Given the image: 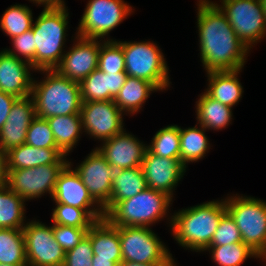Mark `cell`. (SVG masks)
Listing matches in <instances>:
<instances>
[{"label":"cell","mask_w":266,"mask_h":266,"mask_svg":"<svg viewBox=\"0 0 266 266\" xmlns=\"http://www.w3.org/2000/svg\"><path fill=\"white\" fill-rule=\"evenodd\" d=\"M198 6L200 55L207 72L241 70L249 49L217 4L200 0Z\"/></svg>","instance_id":"6da1fadb"},{"label":"cell","mask_w":266,"mask_h":266,"mask_svg":"<svg viewBox=\"0 0 266 266\" xmlns=\"http://www.w3.org/2000/svg\"><path fill=\"white\" fill-rule=\"evenodd\" d=\"M225 213V201L206 202L177 212L170 222L175 240L197 252L206 250Z\"/></svg>","instance_id":"7a4b0ae2"},{"label":"cell","mask_w":266,"mask_h":266,"mask_svg":"<svg viewBox=\"0 0 266 266\" xmlns=\"http://www.w3.org/2000/svg\"><path fill=\"white\" fill-rule=\"evenodd\" d=\"M41 71L48 72L46 80L33 81L31 92L36 116L47 119L58 115H80L83 103L80 83L60 75L55 69Z\"/></svg>","instance_id":"3957f363"},{"label":"cell","mask_w":266,"mask_h":266,"mask_svg":"<svg viewBox=\"0 0 266 266\" xmlns=\"http://www.w3.org/2000/svg\"><path fill=\"white\" fill-rule=\"evenodd\" d=\"M68 13L65 5L45 7L32 25L34 49H36V70H53L64 54L62 46L65 40Z\"/></svg>","instance_id":"277c9868"},{"label":"cell","mask_w":266,"mask_h":266,"mask_svg":"<svg viewBox=\"0 0 266 266\" xmlns=\"http://www.w3.org/2000/svg\"><path fill=\"white\" fill-rule=\"evenodd\" d=\"M171 201L167 194L147 187L132 198L119 201L105 218L118 227H148L166 215Z\"/></svg>","instance_id":"5b68a950"},{"label":"cell","mask_w":266,"mask_h":266,"mask_svg":"<svg viewBox=\"0 0 266 266\" xmlns=\"http://www.w3.org/2000/svg\"><path fill=\"white\" fill-rule=\"evenodd\" d=\"M226 212L236 222L242 242L261 258L266 253V202L249 197L225 200Z\"/></svg>","instance_id":"8992f818"},{"label":"cell","mask_w":266,"mask_h":266,"mask_svg":"<svg viewBox=\"0 0 266 266\" xmlns=\"http://www.w3.org/2000/svg\"><path fill=\"white\" fill-rule=\"evenodd\" d=\"M122 44L125 73L152 83L158 90L169 85L168 69L158 46L150 42H120Z\"/></svg>","instance_id":"52a82bcc"},{"label":"cell","mask_w":266,"mask_h":266,"mask_svg":"<svg viewBox=\"0 0 266 266\" xmlns=\"http://www.w3.org/2000/svg\"><path fill=\"white\" fill-rule=\"evenodd\" d=\"M123 261L174 264V260L149 227H118Z\"/></svg>","instance_id":"ba28073f"},{"label":"cell","mask_w":266,"mask_h":266,"mask_svg":"<svg viewBox=\"0 0 266 266\" xmlns=\"http://www.w3.org/2000/svg\"><path fill=\"white\" fill-rule=\"evenodd\" d=\"M222 5L217 6L248 49L264 37L266 20L260 0H222Z\"/></svg>","instance_id":"9c48e42d"},{"label":"cell","mask_w":266,"mask_h":266,"mask_svg":"<svg viewBox=\"0 0 266 266\" xmlns=\"http://www.w3.org/2000/svg\"><path fill=\"white\" fill-rule=\"evenodd\" d=\"M132 12L122 0H90L79 24L77 36L104 38Z\"/></svg>","instance_id":"30bf717a"},{"label":"cell","mask_w":266,"mask_h":266,"mask_svg":"<svg viewBox=\"0 0 266 266\" xmlns=\"http://www.w3.org/2000/svg\"><path fill=\"white\" fill-rule=\"evenodd\" d=\"M67 164H47L33 168L8 170L6 185L24 200L53 196L59 173Z\"/></svg>","instance_id":"8fae6325"},{"label":"cell","mask_w":266,"mask_h":266,"mask_svg":"<svg viewBox=\"0 0 266 266\" xmlns=\"http://www.w3.org/2000/svg\"><path fill=\"white\" fill-rule=\"evenodd\" d=\"M22 230L28 266H63L66 252L55 240L52 226L33 221Z\"/></svg>","instance_id":"7c38bea8"},{"label":"cell","mask_w":266,"mask_h":266,"mask_svg":"<svg viewBox=\"0 0 266 266\" xmlns=\"http://www.w3.org/2000/svg\"><path fill=\"white\" fill-rule=\"evenodd\" d=\"M79 114L91 137L105 141L123 131L122 111L114 100L83 102Z\"/></svg>","instance_id":"4fadbf2b"},{"label":"cell","mask_w":266,"mask_h":266,"mask_svg":"<svg viewBox=\"0 0 266 266\" xmlns=\"http://www.w3.org/2000/svg\"><path fill=\"white\" fill-rule=\"evenodd\" d=\"M92 198L103 209L109 204L116 170L96 148L75 169Z\"/></svg>","instance_id":"5bb4252c"},{"label":"cell","mask_w":266,"mask_h":266,"mask_svg":"<svg viewBox=\"0 0 266 266\" xmlns=\"http://www.w3.org/2000/svg\"><path fill=\"white\" fill-rule=\"evenodd\" d=\"M70 168L69 162L59 173L52 196L53 200L56 203L84 209L95 221L105 218L102 207L90 209L97 202L92 198L79 175Z\"/></svg>","instance_id":"9a60e30c"},{"label":"cell","mask_w":266,"mask_h":266,"mask_svg":"<svg viewBox=\"0 0 266 266\" xmlns=\"http://www.w3.org/2000/svg\"><path fill=\"white\" fill-rule=\"evenodd\" d=\"M78 37L76 38L79 42L63 55L55 70L60 75L80 83L92 71L98 69L101 43L96 39Z\"/></svg>","instance_id":"2e32d148"},{"label":"cell","mask_w":266,"mask_h":266,"mask_svg":"<svg viewBox=\"0 0 266 266\" xmlns=\"http://www.w3.org/2000/svg\"><path fill=\"white\" fill-rule=\"evenodd\" d=\"M141 168L148 188L172 198V189L183 177L186 166L180 159L160 157L146 149Z\"/></svg>","instance_id":"e0dca14e"},{"label":"cell","mask_w":266,"mask_h":266,"mask_svg":"<svg viewBox=\"0 0 266 266\" xmlns=\"http://www.w3.org/2000/svg\"><path fill=\"white\" fill-rule=\"evenodd\" d=\"M29 68L33 66L22 60L13 50L0 52V91L17 98L31 96L33 79Z\"/></svg>","instance_id":"ac0fdd59"},{"label":"cell","mask_w":266,"mask_h":266,"mask_svg":"<svg viewBox=\"0 0 266 266\" xmlns=\"http://www.w3.org/2000/svg\"><path fill=\"white\" fill-rule=\"evenodd\" d=\"M36 117L33 98H17L0 130V148L5 152L25 144L27 130Z\"/></svg>","instance_id":"d6986e66"},{"label":"cell","mask_w":266,"mask_h":266,"mask_svg":"<svg viewBox=\"0 0 266 266\" xmlns=\"http://www.w3.org/2000/svg\"><path fill=\"white\" fill-rule=\"evenodd\" d=\"M103 144L97 149L115 170L141 167L147 146L137 138L122 131Z\"/></svg>","instance_id":"ffe728a7"},{"label":"cell","mask_w":266,"mask_h":266,"mask_svg":"<svg viewBox=\"0 0 266 266\" xmlns=\"http://www.w3.org/2000/svg\"><path fill=\"white\" fill-rule=\"evenodd\" d=\"M126 78L125 72L104 73L99 69L92 71L80 82L82 102L114 100Z\"/></svg>","instance_id":"44dd1931"},{"label":"cell","mask_w":266,"mask_h":266,"mask_svg":"<svg viewBox=\"0 0 266 266\" xmlns=\"http://www.w3.org/2000/svg\"><path fill=\"white\" fill-rule=\"evenodd\" d=\"M86 236L92 243L93 258L109 259L117 265L123 261L118 226L103 218L90 227Z\"/></svg>","instance_id":"7402d4cb"},{"label":"cell","mask_w":266,"mask_h":266,"mask_svg":"<svg viewBox=\"0 0 266 266\" xmlns=\"http://www.w3.org/2000/svg\"><path fill=\"white\" fill-rule=\"evenodd\" d=\"M7 169H25L47 164H68L60 149L32 147L22 144L6 152Z\"/></svg>","instance_id":"603a6c76"},{"label":"cell","mask_w":266,"mask_h":266,"mask_svg":"<svg viewBox=\"0 0 266 266\" xmlns=\"http://www.w3.org/2000/svg\"><path fill=\"white\" fill-rule=\"evenodd\" d=\"M146 188L147 183L141 167L116 170L109 204L104 208L105 215L119 201L132 198Z\"/></svg>","instance_id":"cb8c5ba5"},{"label":"cell","mask_w":266,"mask_h":266,"mask_svg":"<svg viewBox=\"0 0 266 266\" xmlns=\"http://www.w3.org/2000/svg\"><path fill=\"white\" fill-rule=\"evenodd\" d=\"M240 70L209 71V87L206 93L213 99L229 107L234 106L242 96V86L237 78Z\"/></svg>","instance_id":"d4e9b609"},{"label":"cell","mask_w":266,"mask_h":266,"mask_svg":"<svg viewBox=\"0 0 266 266\" xmlns=\"http://www.w3.org/2000/svg\"><path fill=\"white\" fill-rule=\"evenodd\" d=\"M154 90L158 89L147 80L127 76L114 102L122 112L127 111L134 114L141 109L151 91Z\"/></svg>","instance_id":"484cf974"},{"label":"cell","mask_w":266,"mask_h":266,"mask_svg":"<svg viewBox=\"0 0 266 266\" xmlns=\"http://www.w3.org/2000/svg\"><path fill=\"white\" fill-rule=\"evenodd\" d=\"M57 147L66 155L80 138L82 127L80 115H58L47 118Z\"/></svg>","instance_id":"4316f807"},{"label":"cell","mask_w":266,"mask_h":266,"mask_svg":"<svg viewBox=\"0 0 266 266\" xmlns=\"http://www.w3.org/2000/svg\"><path fill=\"white\" fill-rule=\"evenodd\" d=\"M196 103L197 119L205 129L217 130L228 126L232 119V107L211 98L206 92Z\"/></svg>","instance_id":"83f0119b"},{"label":"cell","mask_w":266,"mask_h":266,"mask_svg":"<svg viewBox=\"0 0 266 266\" xmlns=\"http://www.w3.org/2000/svg\"><path fill=\"white\" fill-rule=\"evenodd\" d=\"M24 199L0 184V229H22L24 225Z\"/></svg>","instance_id":"f1b7e54d"},{"label":"cell","mask_w":266,"mask_h":266,"mask_svg":"<svg viewBox=\"0 0 266 266\" xmlns=\"http://www.w3.org/2000/svg\"><path fill=\"white\" fill-rule=\"evenodd\" d=\"M0 263L28 265L22 229H0Z\"/></svg>","instance_id":"f546056e"},{"label":"cell","mask_w":266,"mask_h":266,"mask_svg":"<svg viewBox=\"0 0 266 266\" xmlns=\"http://www.w3.org/2000/svg\"><path fill=\"white\" fill-rule=\"evenodd\" d=\"M181 129L180 128V160L186 166L188 162H193L204 157L208 149V139L205 136V128Z\"/></svg>","instance_id":"4dcf8cb0"},{"label":"cell","mask_w":266,"mask_h":266,"mask_svg":"<svg viewBox=\"0 0 266 266\" xmlns=\"http://www.w3.org/2000/svg\"><path fill=\"white\" fill-rule=\"evenodd\" d=\"M147 149L160 157L180 159V127L171 125L160 129Z\"/></svg>","instance_id":"1f68e13d"},{"label":"cell","mask_w":266,"mask_h":266,"mask_svg":"<svg viewBox=\"0 0 266 266\" xmlns=\"http://www.w3.org/2000/svg\"><path fill=\"white\" fill-rule=\"evenodd\" d=\"M214 262L219 266H240L248 257H259L248 245L237 242L222 246H209Z\"/></svg>","instance_id":"d6a6232c"},{"label":"cell","mask_w":266,"mask_h":266,"mask_svg":"<svg viewBox=\"0 0 266 266\" xmlns=\"http://www.w3.org/2000/svg\"><path fill=\"white\" fill-rule=\"evenodd\" d=\"M32 18V12L27 6L14 5L4 12L0 25L2 30L12 39L32 28Z\"/></svg>","instance_id":"836d02e7"},{"label":"cell","mask_w":266,"mask_h":266,"mask_svg":"<svg viewBox=\"0 0 266 266\" xmlns=\"http://www.w3.org/2000/svg\"><path fill=\"white\" fill-rule=\"evenodd\" d=\"M56 205L52 215L54 224L90 228L96 222L84 209L64 203H56Z\"/></svg>","instance_id":"e575fe53"},{"label":"cell","mask_w":266,"mask_h":266,"mask_svg":"<svg viewBox=\"0 0 266 266\" xmlns=\"http://www.w3.org/2000/svg\"><path fill=\"white\" fill-rule=\"evenodd\" d=\"M99 51L98 69L104 73L125 72V59L122 44L117 41H105Z\"/></svg>","instance_id":"d590c367"},{"label":"cell","mask_w":266,"mask_h":266,"mask_svg":"<svg viewBox=\"0 0 266 266\" xmlns=\"http://www.w3.org/2000/svg\"><path fill=\"white\" fill-rule=\"evenodd\" d=\"M25 144L48 149H59L47 119L35 117L27 130Z\"/></svg>","instance_id":"8d00e7d4"},{"label":"cell","mask_w":266,"mask_h":266,"mask_svg":"<svg viewBox=\"0 0 266 266\" xmlns=\"http://www.w3.org/2000/svg\"><path fill=\"white\" fill-rule=\"evenodd\" d=\"M237 242H242L241 233L236 222L226 212L219 221L210 246L229 245Z\"/></svg>","instance_id":"74e56055"},{"label":"cell","mask_w":266,"mask_h":266,"mask_svg":"<svg viewBox=\"0 0 266 266\" xmlns=\"http://www.w3.org/2000/svg\"><path fill=\"white\" fill-rule=\"evenodd\" d=\"M52 228L55 240L65 252L75 248L90 229L57 224H53Z\"/></svg>","instance_id":"f35d334b"},{"label":"cell","mask_w":266,"mask_h":266,"mask_svg":"<svg viewBox=\"0 0 266 266\" xmlns=\"http://www.w3.org/2000/svg\"><path fill=\"white\" fill-rule=\"evenodd\" d=\"M93 247L90 239L85 238L73 249L65 253L63 266H92Z\"/></svg>","instance_id":"ab89813d"},{"label":"cell","mask_w":266,"mask_h":266,"mask_svg":"<svg viewBox=\"0 0 266 266\" xmlns=\"http://www.w3.org/2000/svg\"><path fill=\"white\" fill-rule=\"evenodd\" d=\"M33 30L30 29L21 35L12 38L14 49L21 54L33 69H36V49H34Z\"/></svg>","instance_id":"60d3db41"},{"label":"cell","mask_w":266,"mask_h":266,"mask_svg":"<svg viewBox=\"0 0 266 266\" xmlns=\"http://www.w3.org/2000/svg\"><path fill=\"white\" fill-rule=\"evenodd\" d=\"M16 99V96L0 91V130L7 121L11 107Z\"/></svg>","instance_id":"b9f144b4"},{"label":"cell","mask_w":266,"mask_h":266,"mask_svg":"<svg viewBox=\"0 0 266 266\" xmlns=\"http://www.w3.org/2000/svg\"><path fill=\"white\" fill-rule=\"evenodd\" d=\"M7 174L8 169L6 152L0 148V184H6Z\"/></svg>","instance_id":"7bdbcfd3"},{"label":"cell","mask_w":266,"mask_h":266,"mask_svg":"<svg viewBox=\"0 0 266 266\" xmlns=\"http://www.w3.org/2000/svg\"><path fill=\"white\" fill-rule=\"evenodd\" d=\"M34 3L44 4L45 7H58L65 5L63 0H31Z\"/></svg>","instance_id":"ee69618b"},{"label":"cell","mask_w":266,"mask_h":266,"mask_svg":"<svg viewBox=\"0 0 266 266\" xmlns=\"http://www.w3.org/2000/svg\"><path fill=\"white\" fill-rule=\"evenodd\" d=\"M118 266H176L174 264H154V263H136L131 261H122Z\"/></svg>","instance_id":"f6af8a7d"},{"label":"cell","mask_w":266,"mask_h":266,"mask_svg":"<svg viewBox=\"0 0 266 266\" xmlns=\"http://www.w3.org/2000/svg\"><path fill=\"white\" fill-rule=\"evenodd\" d=\"M92 266H118L114 261L104 258H92Z\"/></svg>","instance_id":"bcb514c9"},{"label":"cell","mask_w":266,"mask_h":266,"mask_svg":"<svg viewBox=\"0 0 266 266\" xmlns=\"http://www.w3.org/2000/svg\"><path fill=\"white\" fill-rule=\"evenodd\" d=\"M260 2L262 4V9H263L265 20H266V0H260Z\"/></svg>","instance_id":"7dc6e473"},{"label":"cell","mask_w":266,"mask_h":266,"mask_svg":"<svg viewBox=\"0 0 266 266\" xmlns=\"http://www.w3.org/2000/svg\"><path fill=\"white\" fill-rule=\"evenodd\" d=\"M0 266H28V265H9V264H1L0 263Z\"/></svg>","instance_id":"c3c4849f"},{"label":"cell","mask_w":266,"mask_h":266,"mask_svg":"<svg viewBox=\"0 0 266 266\" xmlns=\"http://www.w3.org/2000/svg\"><path fill=\"white\" fill-rule=\"evenodd\" d=\"M262 259L264 258V259H266V253L261 257Z\"/></svg>","instance_id":"681fc988"}]
</instances>
